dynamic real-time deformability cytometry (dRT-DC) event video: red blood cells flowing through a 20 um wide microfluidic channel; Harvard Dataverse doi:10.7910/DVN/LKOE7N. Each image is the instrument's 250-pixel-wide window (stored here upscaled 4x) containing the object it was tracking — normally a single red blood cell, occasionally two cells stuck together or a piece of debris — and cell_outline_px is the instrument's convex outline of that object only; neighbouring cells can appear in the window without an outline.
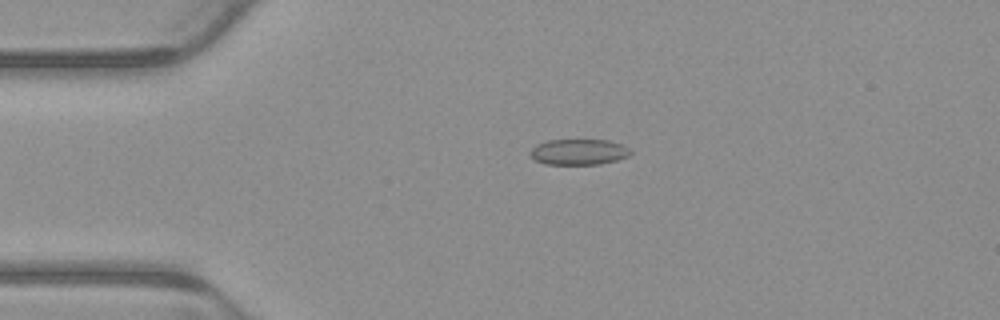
{"species": "common noctule bat (a hibernating species)", "species_latin": "Nyctalus noctula", "temperature_condition": "warm", "stored_images_in_passage": 5, "camera_frame_rate_fps": 3000, "um_per_image_px": 0.085, "animal": {"sex": "male", "body_mass_g": 23.1, "forearm_length_mm": 52.7}, "frame": {"image": 1, "passage_image": 3, "time_ms": 0.667, "image_size_px": [1000, 320], "cell_outline_px": [[632, 152], [628, 156], [616, 160], [600, 164], [544, 164], [528, 156], [528, 152], [536, 144], [548, 140], [608, 140], [624, 144]], "centroid_in_image_um": [49.16, 12.91], "position_along_channel_um": 35.8, "area_um2": 15.2}}